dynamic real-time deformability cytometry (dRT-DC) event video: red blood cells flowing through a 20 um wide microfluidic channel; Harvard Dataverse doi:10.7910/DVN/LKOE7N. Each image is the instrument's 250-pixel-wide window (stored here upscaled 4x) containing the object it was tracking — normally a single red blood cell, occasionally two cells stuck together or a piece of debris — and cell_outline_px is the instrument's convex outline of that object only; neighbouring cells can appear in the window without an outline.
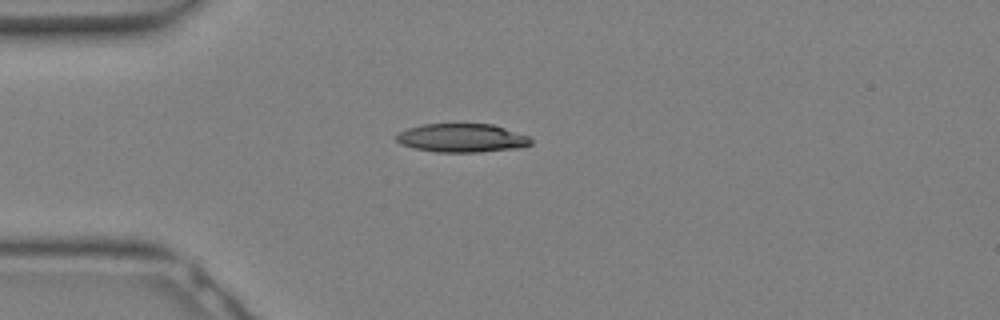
{"species": "Egyptian fruit bat (a non-hibernating species)", "species_latin": "Rousettus aegyptiacus", "temperature_condition": "warm", "stored_images_in_passage": 6, "camera_frame_rate_fps": 3000, "um_per_image_px": 0.085, "animal": {"sex": "female"}, "frame": {"image": 1, "passage_image": 1, "time_ms": 0.0, "image_size_px": [1000, 320], "cell_outline_px": [[532, 144], [520, 148], [480, 152], [436, 152], [412, 148], [400, 144], [396, 140], [396, 136], [400, 132], [408, 128], [424, 124], [492, 124], [528, 136], [532, 140]], "centroid_in_image_um": [39.26, 11.74], "position_along_channel_um": 45.7, "area_um2": 22.43}}
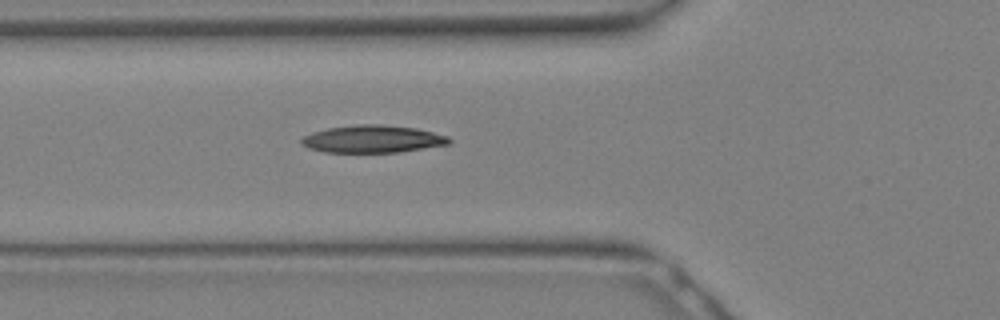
{"frame": {"image": 2, "passage_image": 4, "time_ms": 1.0, "image_size_px": [1000, 320], "cell_outline_px": [[452, 140], [448, 144], [400, 152], [324, 152], [308, 148], [300, 144], [300, 140], [304, 136], [312, 132], [328, 128], [360, 124], [376, 124], [416, 128], [448, 136]], "centroid_in_image_um": [31.64, 11.82], "position_along_channel_um": 94.2, "area_um2": 23.52}}
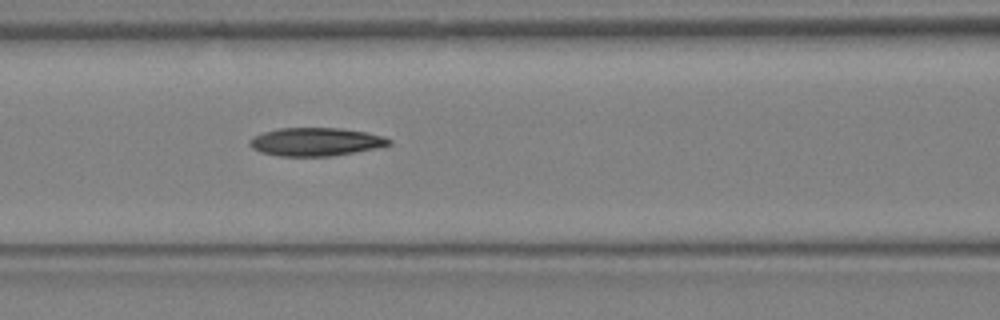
{"frame": {"image": 3, "passage_image": 6, "time_ms": 1.667, "image_size_px": [1000, 320], "cell_outline_px": [[392, 144], [376, 148], [332, 156], [280, 156], [260, 152], [252, 148], [248, 144], [248, 140], [252, 136], [264, 132], [280, 128], [340, 128], [368, 132], [384, 136], [392, 140]], "centroid_in_image_um": [26.83, 12.05], "position_along_channel_um": 139.8, "area_um2": 23.06}}